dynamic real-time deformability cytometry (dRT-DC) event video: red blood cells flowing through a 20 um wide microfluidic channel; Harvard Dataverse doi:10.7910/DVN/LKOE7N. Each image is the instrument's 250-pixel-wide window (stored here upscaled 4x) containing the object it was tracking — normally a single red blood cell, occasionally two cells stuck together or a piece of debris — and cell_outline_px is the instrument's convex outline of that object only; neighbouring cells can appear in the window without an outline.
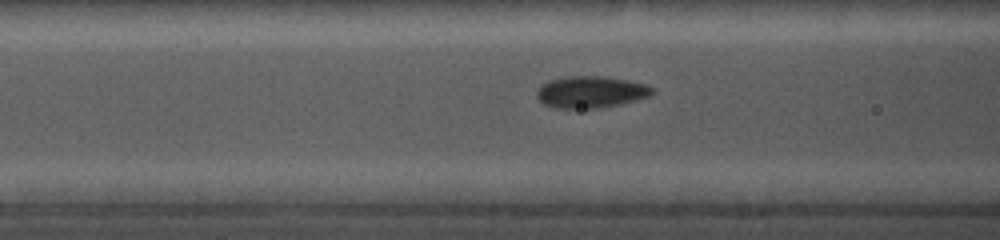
{"species": "common noctule bat (a hibernating species)", "species_latin": "Nyctalus noctula", "temperature_condition": "cold", "stored_images_in_passage": 58, "camera_frame_rate_fps": 5000, "um_per_image_px": 0.085, "animal": {"sex": "female", "body_mass_g": 19.0, "forearm_length_mm": 56.7}, "frame": {"image": 1, "passage_image": 17, "time_ms": 3.0, "image_size_px": [1000, 240], "cell_outline_px": [[652, 92], [648, 96], [636, 100], [596, 108], [556, 108], [544, 104], [536, 96], [536, 92], [548, 80], [568, 76], [604, 76], [628, 80], [644, 84], [652, 88]], "centroid_in_image_um": [50.18, 7.81], "position_along_channel_um": 116.4, "area_um2": 20.98}}
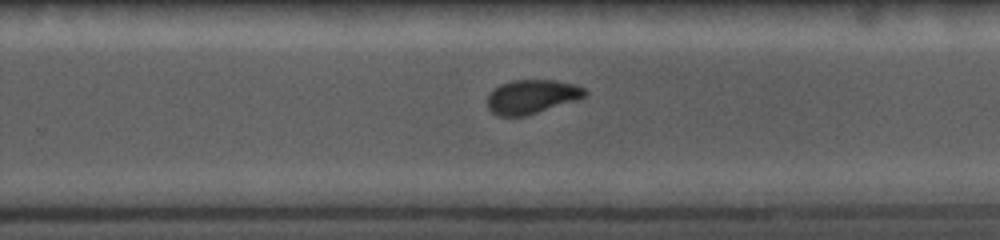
{"frame": {"image": 2, "passage_image": 40, "time_ms": 7.4, "image_size_px": [1000, 240], "cell_outline_px": [[588, 96], [576, 100], [524, 116], [496, 116], [488, 108], [488, 96], [500, 84], [512, 80], [556, 80], [576, 84], [584, 88], [588, 92]], "centroid_in_image_um": [45.23, 8.21], "position_along_channel_um": 284.6, "area_um2": 19.25}}
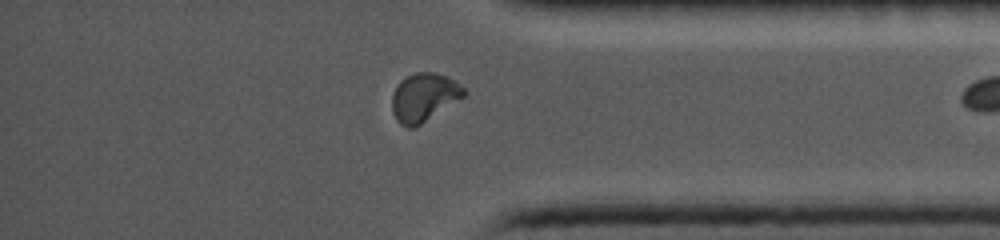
{"frame": {"image": 3, "passage_image": 57, "time_ms": 10.4, "image_size_px": [1000, 240], "cell_outline_px": [[468, 92], [464, 96], [420, 124], [412, 128], [408, 128], [400, 124], [396, 120], [392, 112], [392, 96], [400, 80], [404, 76], [416, 72], [432, 72], [448, 76], [464, 88]], "centroid_in_image_um": [36.01, 8.25], "position_along_channel_um": 399.2, "area_um2": 20.11}}